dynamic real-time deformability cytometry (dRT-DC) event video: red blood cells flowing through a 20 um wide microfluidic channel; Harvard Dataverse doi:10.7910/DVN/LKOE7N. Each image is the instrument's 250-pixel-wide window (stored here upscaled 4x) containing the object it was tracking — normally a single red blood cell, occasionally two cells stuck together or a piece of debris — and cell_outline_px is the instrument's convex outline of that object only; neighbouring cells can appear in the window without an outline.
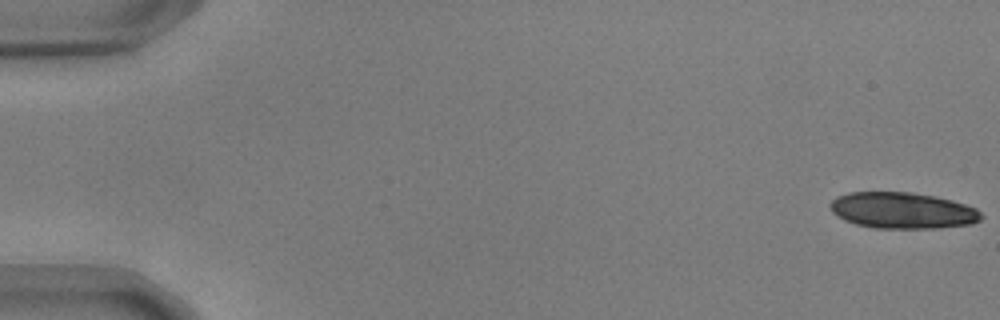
{"species": "common noctule bat (a hibernating species)", "species_latin": "Nyctalus noctula", "temperature_condition": "warm", "stored_images_in_passage": 42, "camera_frame_rate_fps": 3000, "um_per_image_px": 0.085, "animal": {"sex": "male", "body_mass_g": 17.9, "forearm_length_mm": 54.2}, "frame": {"image": 1, "passage_image": 1, "time_ms": 0.0, "image_size_px": [1000, 320], "cell_outline_px": [[984, 216], [980, 220], [972, 224], [936, 228], [872, 228], [856, 224], [844, 220], [836, 216], [832, 212], [828, 204], [836, 196], [848, 192], [912, 192], [952, 200], [976, 208]], "centroid_in_image_um": [76.68, 17.89], "position_along_channel_um": 8.3, "area_um2": 32.08}}
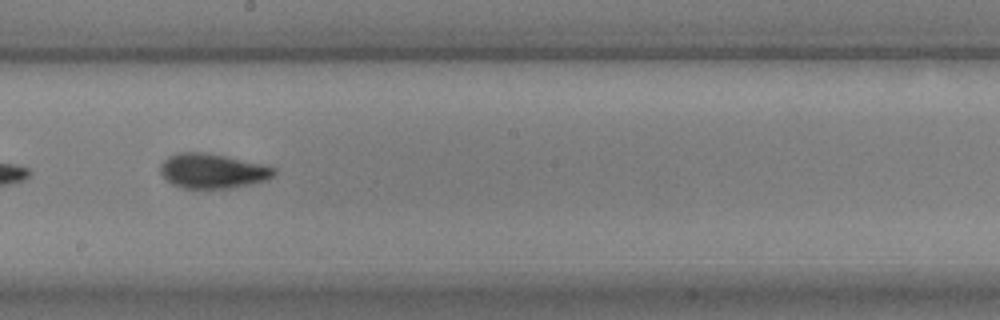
{"frame": {"image": 2, "passage_image": 32, "time_ms": 10.333, "image_size_px": [1000, 320], "cell_outline_px": [[276, 172], [268, 180], [232, 188], [184, 188], [172, 184], [160, 172], [160, 164], [168, 156], [176, 152], [204, 152], [264, 164], [276, 168]], "centroid_in_image_um": [18.07, 14.52], "position_along_channel_um": 230.1, "area_um2": 23.0}}